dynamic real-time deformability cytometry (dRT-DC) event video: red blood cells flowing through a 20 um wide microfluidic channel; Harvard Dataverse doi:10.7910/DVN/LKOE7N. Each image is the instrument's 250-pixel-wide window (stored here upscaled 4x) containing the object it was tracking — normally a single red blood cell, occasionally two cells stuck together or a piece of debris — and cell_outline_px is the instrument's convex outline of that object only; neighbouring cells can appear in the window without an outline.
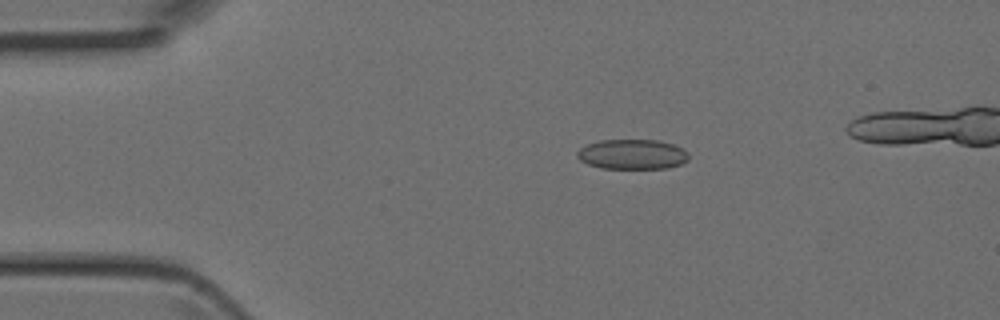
{"species": "Egyptian fruit bat (a non-hibernating species)", "species_latin": "Rousettus aegyptiacus", "temperature_condition": "room temperature", "stored_images_in_passage": 4, "camera_frame_rate_fps": 3000, "um_per_image_px": 0.085, "animal": {"sex": "female"}, "frame": {"image": 1, "passage_image": 2, "time_ms": 0.333, "image_size_px": [1000, 320], "cell_outline_px": [[688, 160], [680, 164], [668, 168], [600, 168], [588, 164], [580, 160], [576, 156], [576, 152], [580, 148], [588, 144], [600, 140], [656, 140], [672, 144], [688, 152]], "centroid_in_image_um": [53.72, 13.12], "position_along_channel_um": 31.3, "area_um2": 19.36}}